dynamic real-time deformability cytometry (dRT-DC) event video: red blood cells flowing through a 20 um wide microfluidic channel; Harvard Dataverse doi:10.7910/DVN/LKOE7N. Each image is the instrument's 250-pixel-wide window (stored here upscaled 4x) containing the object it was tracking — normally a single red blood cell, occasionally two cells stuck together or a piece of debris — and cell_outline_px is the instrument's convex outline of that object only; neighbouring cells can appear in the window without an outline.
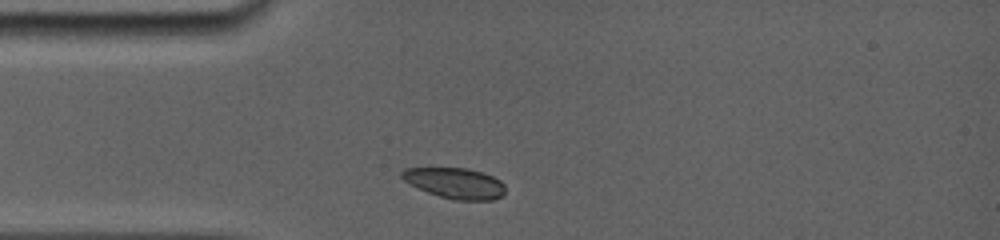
{"species": "common noctule bat (a hibernating species)", "species_latin": "Nyctalus noctula", "temperature_condition": "room temperature", "stored_images_in_passage": 1, "camera_frame_rate_fps": 5000, "um_per_image_px": 0.085, "animal": {"sex": "female", "body_mass_g": 19.0, "forearm_length_mm": 56.7}, "frame": {"image": 1, "passage_image": 1, "time_ms": 0.0, "image_size_px": [1000, 240], "cell_outline_px": [[504, 192], [500, 196], [492, 200], [456, 200], [440, 196], [428, 192], [404, 180], [400, 176], [400, 172], [404, 168], [468, 168], [492, 176], [500, 180], [504, 184]], "centroid_in_image_um": [38.68, 15.56], "position_along_channel_um": 46.3, "area_um2": 18.21}}